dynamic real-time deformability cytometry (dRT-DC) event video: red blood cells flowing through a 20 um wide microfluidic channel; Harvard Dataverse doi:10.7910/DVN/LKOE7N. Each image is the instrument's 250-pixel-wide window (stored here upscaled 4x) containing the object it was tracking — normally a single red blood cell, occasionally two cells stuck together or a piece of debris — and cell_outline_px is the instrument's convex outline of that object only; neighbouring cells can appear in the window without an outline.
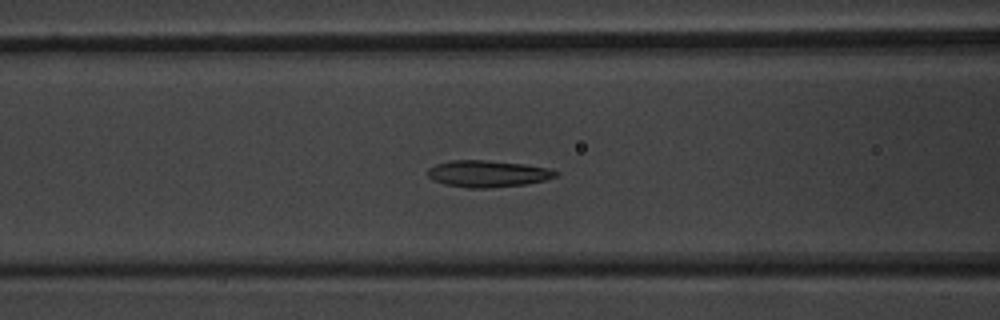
{"species": "common noctule bat (a hibernating species)", "species_latin": "Nyctalus noctula", "temperature_condition": "warm", "stored_images_in_passage": 50, "camera_frame_rate_fps": 3000, "um_per_image_px": 0.085, "animal": {"sex": "male", "body_mass_g": 20.1, "forearm_length_mm": 53.5}, "frame": {"image": 1, "passage_image": 18, "time_ms": 5.667, "image_size_px": [1000, 320], "cell_outline_px": [[560, 172], [556, 176], [544, 180], [524, 184], [488, 188], [468, 188], [444, 184], [432, 180], [428, 176], [428, 168], [436, 164], [452, 160], [484, 160], [524, 164], [548, 168]], "centroid_in_image_um": [41.43, 14.76], "position_along_channel_um": 125.2, "area_um2": 19.83}}
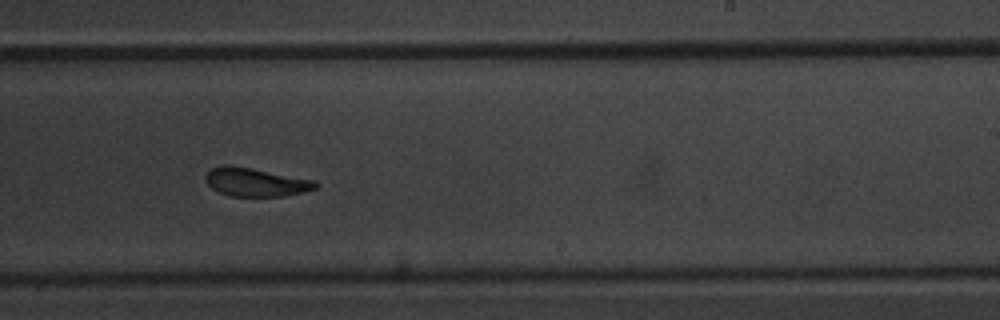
{"frame": {"image": 2, "passage_image": 29, "time_ms": 9.333, "image_size_px": [1000, 320], "cell_outline_px": [[320, 184], [316, 188], [304, 192], [284, 196], [228, 196], [212, 188], [204, 180], [204, 176], [212, 168], [224, 164], [228, 164], [252, 168], [316, 180]], "centroid_in_image_um": [21.74, 15.47], "position_along_channel_um": 267.3, "area_um2": 18.44}}
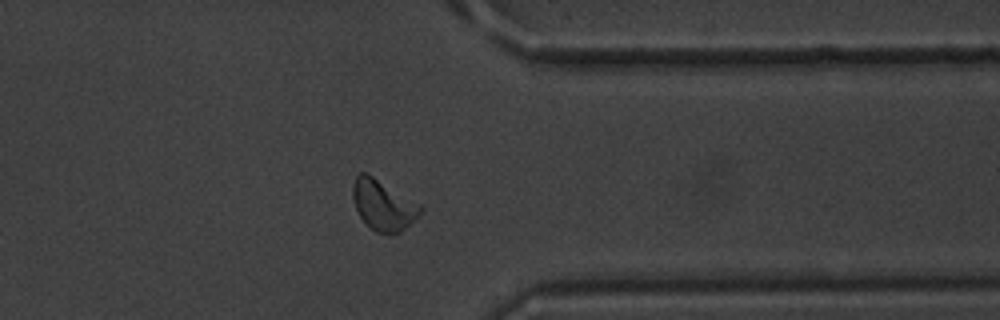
{"frame": {"image": 3, "passage_image": 38, "time_ms": 12.333, "image_size_px": [1000, 320], "cell_outline_px": [[424, 208], [400, 232], [376, 232], [360, 216], [356, 208], [352, 196], [352, 184], [356, 176], [360, 172], [368, 172], [420, 204]], "centroid_in_image_um": [32.53, 17.36], "position_along_channel_um": 378.9, "area_um2": 19.48}}